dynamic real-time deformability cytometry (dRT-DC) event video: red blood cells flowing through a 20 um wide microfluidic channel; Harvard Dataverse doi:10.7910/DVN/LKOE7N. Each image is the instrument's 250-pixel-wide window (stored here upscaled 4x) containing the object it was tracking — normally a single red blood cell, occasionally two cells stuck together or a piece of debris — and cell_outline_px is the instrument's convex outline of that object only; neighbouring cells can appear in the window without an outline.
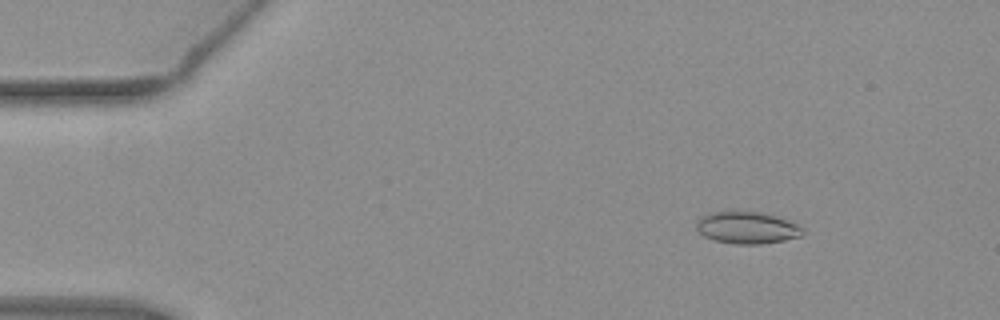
{"species": "common noctule bat (a hibernating species)", "species_latin": "Nyctalus noctula", "temperature_condition": "warm", "stored_images_in_passage": 52, "camera_frame_rate_fps": 3000, "um_per_image_px": 0.085, "animal": {"sex": "female", "body_mass_g": 19.3, "forearm_length_mm": 54.1}, "frame": {"image": 1, "passage_image": 7, "time_ms": 2.0, "image_size_px": [1000, 320], "cell_outline_px": [[804, 232], [800, 236], [784, 240], [760, 244], [736, 244], [716, 240], [704, 236], [696, 228], [696, 224], [704, 216], [712, 212], [756, 212], [772, 216], [796, 224], [804, 228]], "centroid_in_image_um": [63.5, 19.38], "position_along_channel_um": 21.5, "area_um2": 19.13}}
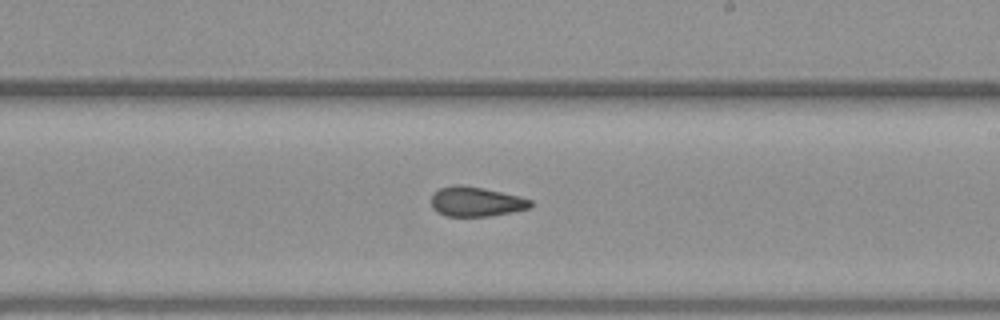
{"frame": {"image": 2, "passage_image": 31, "time_ms": 10.0, "image_size_px": [1000, 320], "cell_outline_px": [[532, 208], [512, 212], [488, 216], [444, 216], [436, 212], [432, 208], [432, 196], [440, 188], [460, 184], [520, 196], [532, 200]], "centroid_in_image_um": [40.48, 17.16], "position_along_channel_um": 248.5, "area_um2": 17.05}}
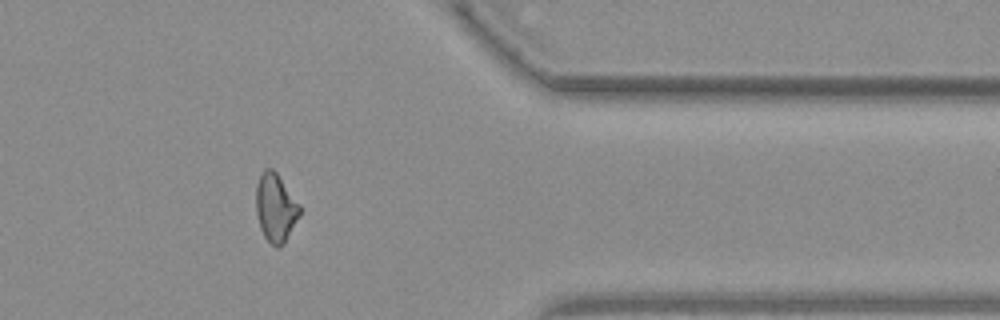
{"frame": {"image": 3, "passage_image": 43, "time_ms": 14.0, "image_size_px": [1000, 320], "cell_outline_px": [[300, 216], [284, 244], [280, 248], [276, 248], [264, 236], [260, 228], [256, 212], [256, 184], [264, 168], [272, 168], [276, 172], [300, 204]], "centroid_in_image_um": [23.43, 17.67], "position_along_channel_um": 388.0, "area_um2": 17.51}, "authors_computed_cell_mechanics": {"area_um2": 17.7735, "velocity_mm_per_s": 3.932, "shape_relaxation_time_tau1_ms": null, "shape_relaxation_time_tau2_ms": 1.903, "deformation_change_tau1": null, "deformation_change_tau2": 0.0956}}